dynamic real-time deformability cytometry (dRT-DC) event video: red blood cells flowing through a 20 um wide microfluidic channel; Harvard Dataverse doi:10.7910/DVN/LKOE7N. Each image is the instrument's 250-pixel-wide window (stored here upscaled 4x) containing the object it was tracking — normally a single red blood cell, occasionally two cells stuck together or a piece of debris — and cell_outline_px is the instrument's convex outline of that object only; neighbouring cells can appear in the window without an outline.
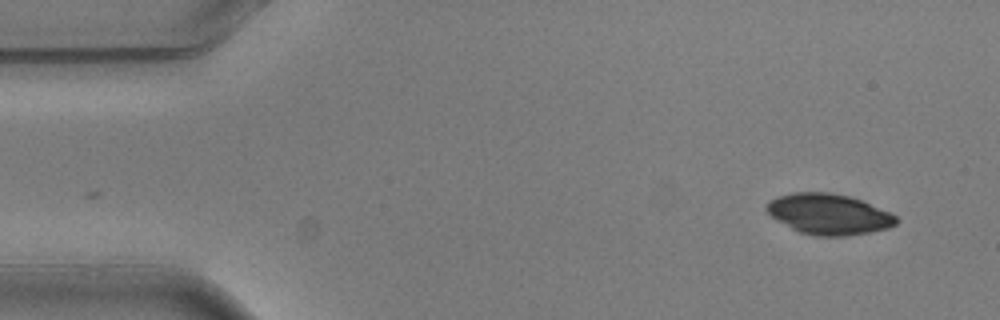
{"species": "common noctule bat (a hibernating species)", "species_latin": "Nyctalus noctula", "temperature_condition": "warm", "stored_images_in_passage": 6, "camera_frame_rate_fps": 3000, "um_per_image_px": 0.085, "animal": {"sex": "male", "body_mass_g": 20.5, "forearm_length_mm": 52.5}, "frame": {"image": 1, "passage_image": 1, "time_ms": 0.0, "image_size_px": [1000, 320], "cell_outline_px": [[900, 220], [896, 224], [888, 228], [868, 232], [844, 236], [816, 236], [800, 232], [776, 220], [764, 208], [764, 204], [768, 200], [776, 196], [792, 192], [828, 192], [848, 196], [860, 200], [892, 212]], "centroid_in_image_um": [70.42, 18.19], "position_along_channel_um": 14.6, "area_um2": 30.87}}